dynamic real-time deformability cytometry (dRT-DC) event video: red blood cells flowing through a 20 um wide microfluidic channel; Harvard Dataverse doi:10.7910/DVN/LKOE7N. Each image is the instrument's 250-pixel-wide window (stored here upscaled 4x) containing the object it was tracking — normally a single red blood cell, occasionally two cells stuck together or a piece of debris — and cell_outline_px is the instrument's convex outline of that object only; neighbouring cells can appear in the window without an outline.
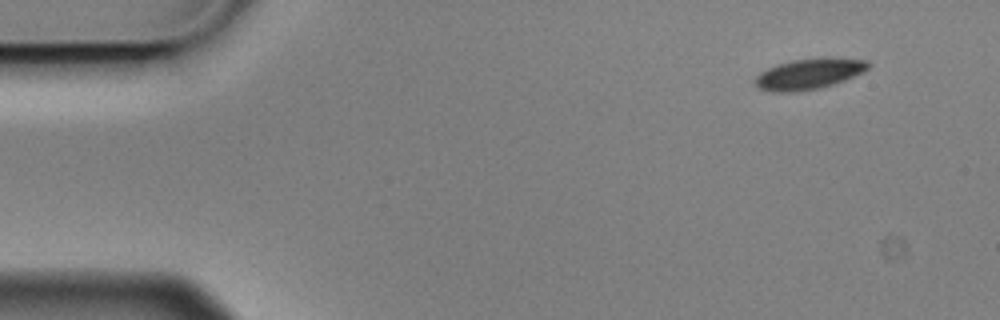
{"species": "Egyptian fruit bat (a non-hibernating species)", "species_latin": "Rousettus aegyptiacus", "temperature_condition": "cold", "stored_images_in_passage": 4, "camera_frame_rate_fps": 3000, "um_per_image_px": 0.085, "animal": {"sex": "male"}, "frame": {"image": 1, "passage_image": 1, "time_ms": 0.0, "image_size_px": [1000, 320], "cell_outline_px": [[872, 64], [864, 72], [844, 80], [820, 88], [796, 92], [772, 92], [760, 88], [756, 84], [756, 76], [760, 72], [776, 64], [792, 60], [824, 56], [828, 56], [868, 60]], "centroid_in_image_um": [68.82, 6.25], "position_along_channel_um": 16.2, "area_um2": 20.58}}
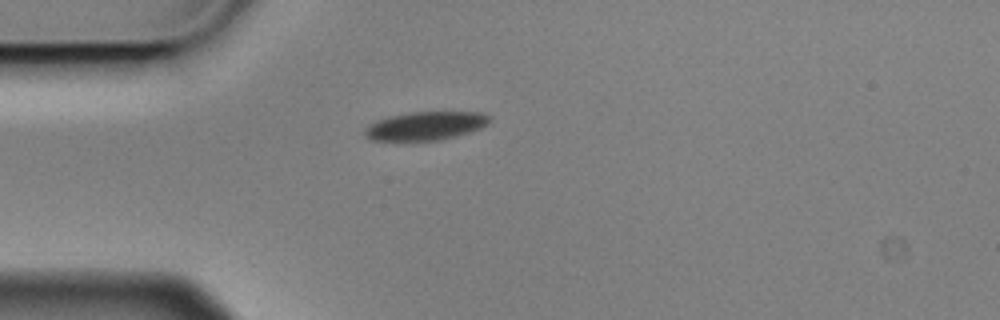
{"frame": {"image": 2, "passage_image": 3, "time_ms": 0.667, "image_size_px": [1000, 320], "cell_outline_px": [[492, 120], [488, 124], [480, 128], [468, 132], [440, 140], [372, 140], [364, 132], [364, 128], [376, 120], [388, 116], [408, 112], [480, 112], [492, 116]], "centroid_in_image_um": [36.2, 10.68], "position_along_channel_um": 48.8, "area_um2": 20.63}}